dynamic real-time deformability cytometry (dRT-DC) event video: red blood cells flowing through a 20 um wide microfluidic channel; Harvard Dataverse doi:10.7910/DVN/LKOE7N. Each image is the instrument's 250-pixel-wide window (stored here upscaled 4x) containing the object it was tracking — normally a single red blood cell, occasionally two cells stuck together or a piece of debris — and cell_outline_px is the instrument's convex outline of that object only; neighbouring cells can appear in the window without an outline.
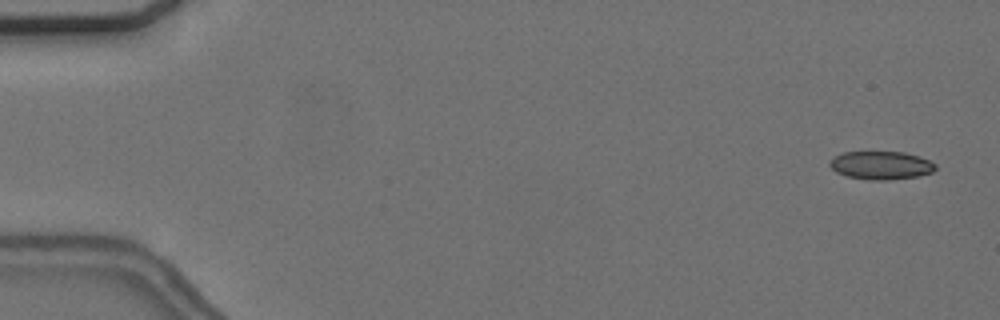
{"species": "common noctule bat (a hibernating species)", "species_latin": "Nyctalus noctula", "temperature_condition": "cold", "stored_images_in_passage": 56, "camera_frame_rate_fps": 3000, "um_per_image_px": 0.085, "animal": {"sex": "female", "body_mass_g": 24.6, "forearm_length_mm": 56.2}, "frame": {"image": 1, "passage_image": 3, "time_ms": 0.667, "image_size_px": [1000, 320], "cell_outline_px": [[936, 168], [932, 172], [916, 176], [888, 180], [868, 180], [848, 176], [836, 172], [828, 164], [828, 160], [844, 152], [904, 152], [928, 160], [936, 164]], "centroid_in_image_um": [74.85, 14.05], "position_along_channel_um": 10.1, "area_um2": 17.22}}
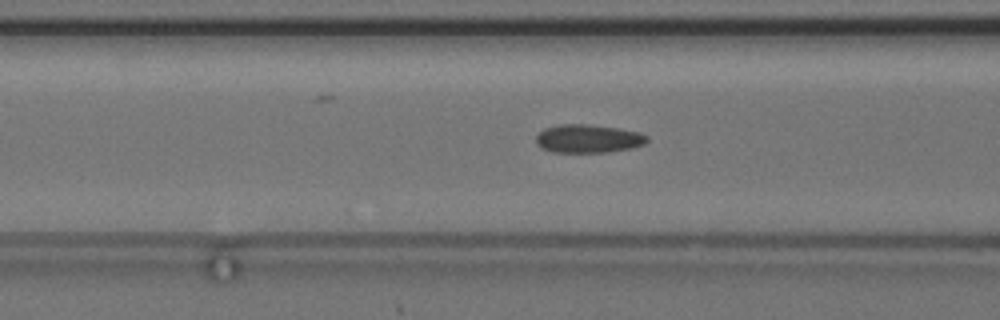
{"frame": {"image": 2, "passage_image": 23, "time_ms": 7.333, "image_size_px": [1000, 320], "cell_outline_px": [[648, 140], [644, 144], [632, 148], [608, 152], [552, 152], [540, 148], [536, 144], [536, 136], [544, 128], [560, 124], [584, 124], [620, 128], [640, 132], [648, 136]], "centroid_in_image_um": [49.99, 11.78], "position_along_channel_um": 116.6, "area_um2": 18.5}}
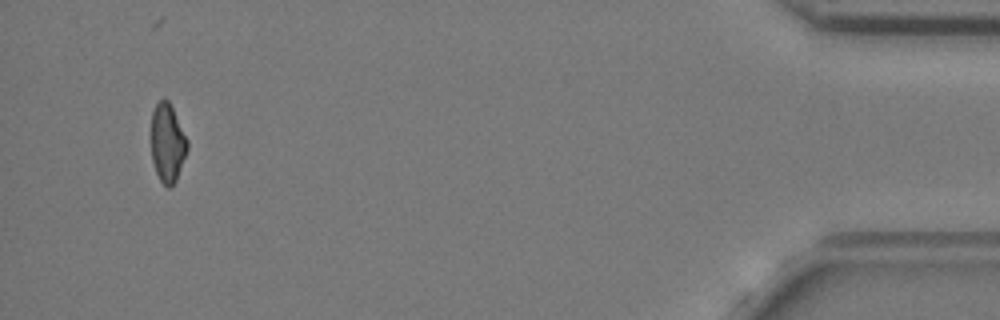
{"frame": {"image": 3, "passage_image": 54, "time_ms": 17.667, "image_size_px": [1000, 320], "cell_outline_px": [[188, 148], [176, 180], [168, 188], [160, 180], [156, 172], [152, 160], [152, 112], [156, 104], [160, 100], [168, 100], [188, 140]], "centroid_in_image_um": [14.24, 12.16], "position_along_channel_um": 421.0, "area_um2": 16.18}, "authors_computed_cell_mechanics": {"area_um2": 17.8313, "velocity_mm_per_s": 3.6954, "shape_relaxation_time_tau1_ms": null, "shape_relaxation_time_tau2_ms": 2.4167, "deformation_change_tau1": null, "deformation_change_tau2": 0.0877}}